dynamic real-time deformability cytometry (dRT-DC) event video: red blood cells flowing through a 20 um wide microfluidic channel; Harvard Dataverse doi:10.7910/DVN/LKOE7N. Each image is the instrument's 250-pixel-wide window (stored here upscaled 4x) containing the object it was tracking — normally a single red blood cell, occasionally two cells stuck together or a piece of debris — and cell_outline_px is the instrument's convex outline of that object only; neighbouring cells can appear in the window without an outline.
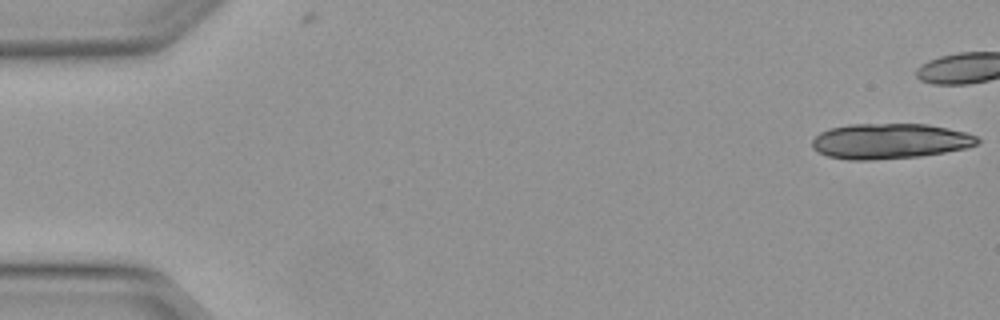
{"species": "Egyptian fruit bat (a non-hibernating species)", "species_latin": "Rousettus aegyptiacus", "temperature_condition": "warm", "stored_images_in_passage": 14, "camera_frame_rate_fps": 3000, "um_per_image_px": 0.085, "animal": {"sex": "female"}, "frame": {"image": 1, "passage_image": 1, "time_ms": 0.0, "image_size_px": [1000, 320], "cell_outline_px": [[980, 140], [976, 144], [968, 148], [920, 156], [872, 160], [848, 160], [828, 156], [812, 148], [812, 140], [820, 132], [832, 128], [848, 124], [928, 124], [968, 132], [976, 136]], "centroid_in_image_um": [75.65, 11.99], "position_along_channel_um": 9.3, "area_um2": 34.1}}